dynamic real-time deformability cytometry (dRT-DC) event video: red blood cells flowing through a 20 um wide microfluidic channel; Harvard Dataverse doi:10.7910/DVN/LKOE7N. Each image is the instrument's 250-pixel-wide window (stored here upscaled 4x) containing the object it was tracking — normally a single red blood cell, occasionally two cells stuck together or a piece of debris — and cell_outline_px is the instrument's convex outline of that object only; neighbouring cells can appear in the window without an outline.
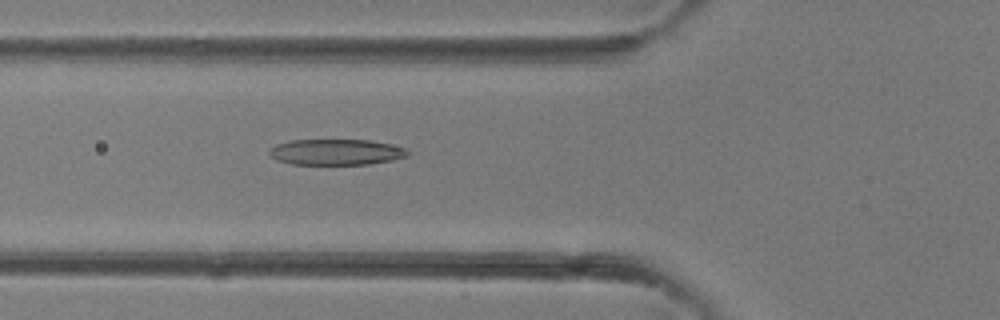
{"species": "common noctule bat (a hibernating species)", "species_latin": "Nyctalus noctula", "temperature_condition": "room temperature", "stored_images_in_passage": 40, "camera_frame_rate_fps": 3000, "um_per_image_px": 0.085, "animal": {"sex": "female"}, "frame": {"image": 1, "passage_image": 15, "time_ms": 4.667, "image_size_px": [1000, 320], "cell_outline_px": [[408, 156], [392, 160], [368, 164], [292, 164], [276, 160], [268, 152], [268, 148], [276, 144], [292, 140], [372, 140], [404, 148], [408, 152]], "centroid_in_image_um": [28.52, 12.92], "position_along_channel_um": 97.3, "area_um2": 20.75}}
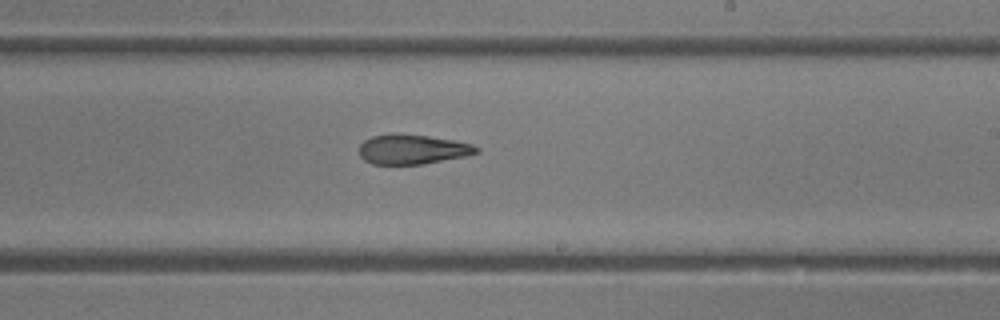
{"frame": {"image": 2, "passage_image": 24, "time_ms": 7.667, "image_size_px": [1000, 320], "cell_outline_px": [[480, 152], [464, 156], [424, 164], [372, 164], [364, 160], [360, 156], [360, 144], [364, 140], [372, 136], [428, 136], [456, 140], [472, 144], [480, 148]], "centroid_in_image_um": [35.1, 12.73], "position_along_channel_um": 253.9, "area_um2": 19.71}}
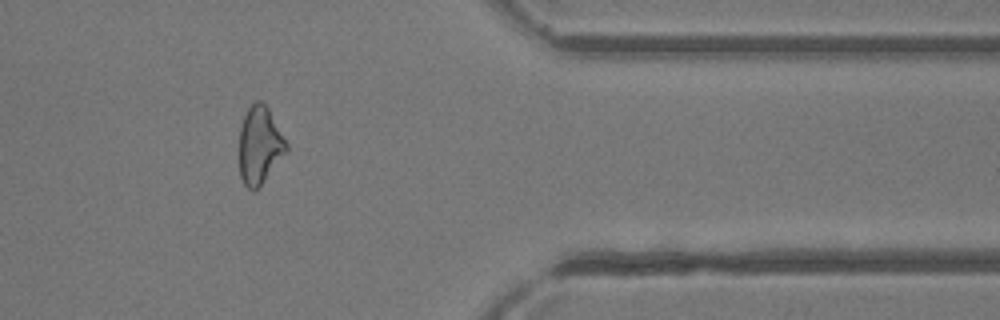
{"frame": {"image": 3, "passage_image": 33, "time_ms": 10.667, "image_size_px": [1000, 320], "cell_outline_px": [[288, 152], [260, 184], [256, 188], [248, 188], [244, 184], [240, 176], [240, 128], [244, 116], [248, 108], [256, 100], [260, 100], [268, 108], [288, 144]], "centroid_in_image_um": [22.09, 12.32], "position_along_channel_um": 389.3, "area_um2": 20.92}}